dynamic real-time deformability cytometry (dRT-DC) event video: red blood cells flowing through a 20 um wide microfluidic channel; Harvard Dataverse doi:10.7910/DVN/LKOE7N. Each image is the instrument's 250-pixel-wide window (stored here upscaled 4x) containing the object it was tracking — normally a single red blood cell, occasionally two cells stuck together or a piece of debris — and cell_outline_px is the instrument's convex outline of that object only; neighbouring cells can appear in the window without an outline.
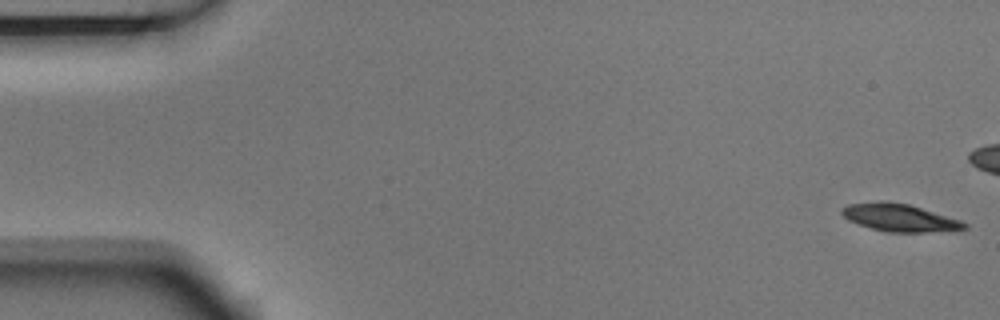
{"species": "Egyptian fruit bat (a non-hibernating species)", "species_latin": "Rousettus aegyptiacus", "temperature_condition": "room temperature", "stored_images_in_passage": 6, "camera_frame_rate_fps": 3000, "um_per_image_px": 0.085, "animal": {"sex": "male"}, "frame": {"image": 1, "passage_image": 1, "time_ms": 0.0, "image_size_px": [1000, 320], "cell_outline_px": [[968, 228], [924, 232], [888, 232], [872, 228], [848, 220], [840, 212], [840, 208], [848, 204], [880, 200], [884, 200], [908, 204], [960, 220], [968, 224]], "centroid_in_image_um": [76.4, 18.48], "position_along_channel_um": 8.6, "area_um2": 19.48}}